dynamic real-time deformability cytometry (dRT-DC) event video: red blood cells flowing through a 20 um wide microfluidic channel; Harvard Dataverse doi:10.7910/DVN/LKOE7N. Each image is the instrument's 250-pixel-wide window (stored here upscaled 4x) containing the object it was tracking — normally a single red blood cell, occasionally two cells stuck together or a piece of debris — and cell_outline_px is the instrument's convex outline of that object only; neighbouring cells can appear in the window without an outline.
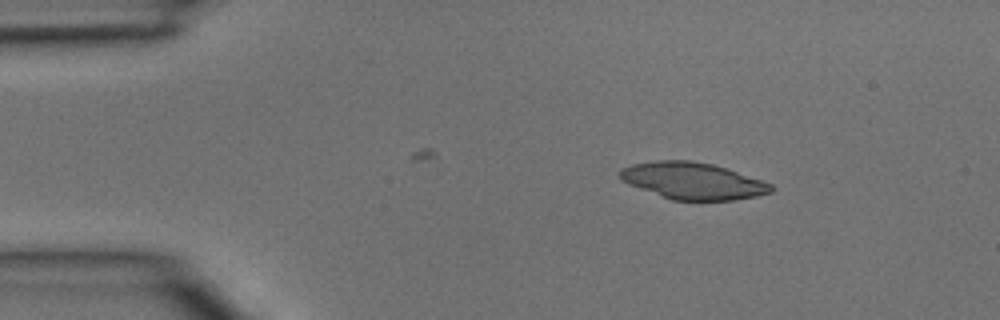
{"species": "common noctule bat (a hibernating species)", "species_latin": "Nyctalus noctula", "temperature_condition": "room temperature", "stored_images_in_passage": 2, "camera_frame_rate_fps": 3000, "um_per_image_px": 0.085, "animal": {"sex": "male", "body_mass_g": 15.6}, "frame": {"image": 1, "passage_image": 1, "time_ms": 0.0, "image_size_px": [1000, 320], "cell_outline_px": [[776, 188], [772, 192], [756, 196], [732, 200], [672, 200], [628, 184], [620, 180], [620, 168], [632, 164], [656, 160], [692, 160], [712, 164], [772, 184]], "centroid_in_image_um": [58.86, 15.37], "position_along_channel_um": 26.1, "area_um2": 32.19}}